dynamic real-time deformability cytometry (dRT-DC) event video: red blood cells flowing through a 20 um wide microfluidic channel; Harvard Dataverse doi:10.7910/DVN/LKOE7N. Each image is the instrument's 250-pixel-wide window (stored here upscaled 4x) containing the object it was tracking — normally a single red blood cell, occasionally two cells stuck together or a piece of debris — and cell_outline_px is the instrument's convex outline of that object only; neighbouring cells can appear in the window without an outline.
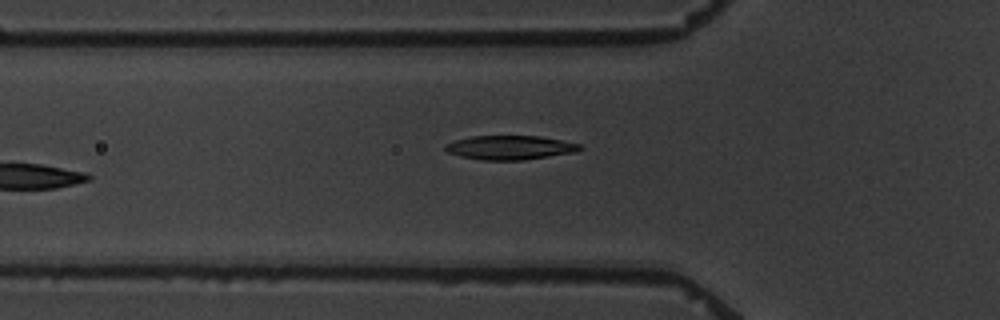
{"species": "common noctule bat (a hibernating species)", "species_latin": "Nyctalus noctula", "temperature_condition": "warm", "stored_images_in_passage": 6, "camera_frame_rate_fps": 3000, "um_per_image_px": 0.085, "animal": {"sex": "male", "body_mass_g": 19.5, "forearm_length_mm": 54.6}, "frame": {"image": 1, "passage_image": 6, "time_ms": 5.667, "image_size_px": [1000, 320], "cell_outline_px": [[584, 148], [576, 152], [524, 160], [484, 160], [460, 156], [448, 152], [444, 148], [444, 144], [456, 140], [472, 136], [540, 136], [580, 144]], "centroid_in_image_um": [43.36, 12.54], "position_along_channel_um": 82.4, "area_um2": 18.84}}